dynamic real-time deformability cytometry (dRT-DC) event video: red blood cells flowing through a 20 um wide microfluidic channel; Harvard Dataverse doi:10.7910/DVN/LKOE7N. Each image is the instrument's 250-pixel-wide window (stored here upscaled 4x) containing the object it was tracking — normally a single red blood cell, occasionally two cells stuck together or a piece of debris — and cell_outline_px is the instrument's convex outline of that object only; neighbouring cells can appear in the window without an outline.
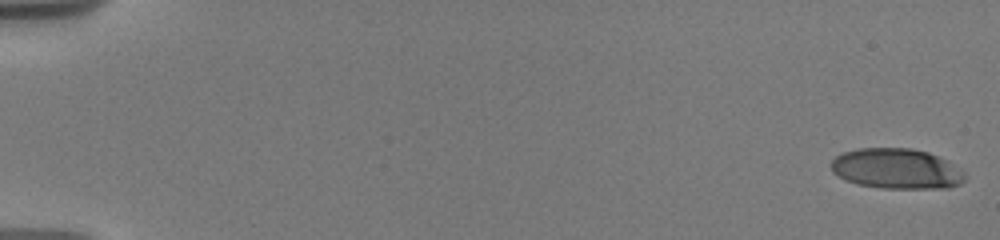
{"species": "human", "species_latin": "Homo sapiens", "temperature_condition": "warm", "stored_images_in_passage": 52, "camera_frame_rate_fps": 3000, "um_per_image_px": 0.085, "donor": {"sex": "male"}, "frame": {"image": 1, "passage_image": 1, "time_ms": 0.0, "image_size_px": [1000, 240], "cell_outline_px": [[964, 180], [960, 184], [948, 188], [880, 188], [856, 184], [844, 180], [832, 172], [832, 160], [840, 152], [856, 148], [912, 148], [928, 152], [944, 160], [964, 172]], "centroid_in_image_um": [76.14, 14.34], "position_along_channel_um": 8.9, "area_um2": 31.44}}
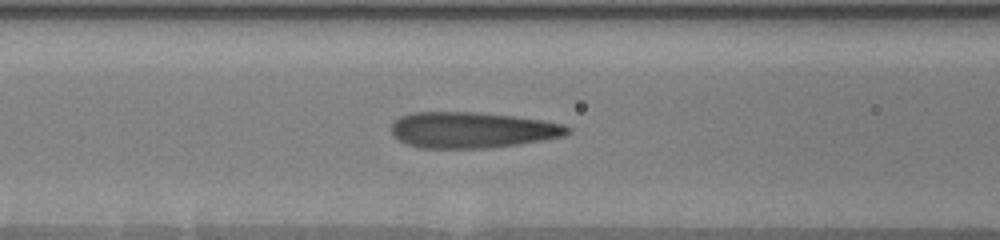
{"frame": {"image": 2, "passage_image": 24, "time_ms": 8.0, "image_size_px": [1000, 240], "cell_outline_px": [[572, 132], [564, 136], [544, 140], [488, 148], [420, 148], [408, 144], [392, 136], [388, 128], [400, 116], [412, 112], [476, 112], [512, 116], [544, 120], [564, 124], [572, 128]], "centroid_in_image_um": [40.13, 11.05], "position_along_channel_um": 126.5, "area_um2": 37.22}}
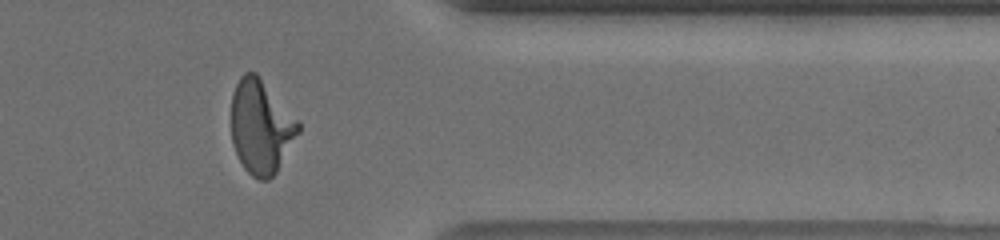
{"frame": {"image": 3, "passage_image": 48, "time_ms": 15.333, "image_size_px": [1000, 240], "cell_outline_px": [[300, 132], [276, 172], [268, 180], [260, 180], [252, 176], [244, 168], [232, 144], [232, 96], [236, 84], [240, 76], [244, 72], [256, 72], [300, 120]], "centroid_in_image_um": [22.21, 10.75], "position_along_channel_um": 389.2, "area_um2": 36.88}}